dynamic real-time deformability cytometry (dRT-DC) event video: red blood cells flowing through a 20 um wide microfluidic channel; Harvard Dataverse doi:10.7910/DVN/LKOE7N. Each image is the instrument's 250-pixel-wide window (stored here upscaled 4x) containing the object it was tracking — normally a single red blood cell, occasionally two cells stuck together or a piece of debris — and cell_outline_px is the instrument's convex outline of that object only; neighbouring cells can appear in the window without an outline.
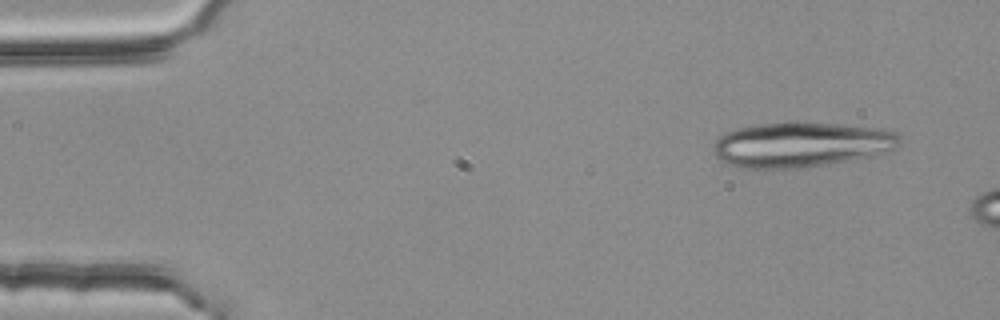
{"species": "common noctule bat (a hibernating species)", "species_latin": "Nyctalus noctula", "temperature_condition": "room temperature", "stored_images_in_passage": 3, "camera_frame_rate_fps": 3000, "um_per_image_px": 0.085, "animal": {"sex": "female", "body_mass_g": 25.1}, "frame": {"image": 1, "passage_image": 1, "time_ms": 0.0, "image_size_px": [1000, 320], "cell_outline_px": [[900, 144], [896, 148], [872, 156], [804, 168], [736, 168], [724, 164], [712, 152], [712, 148], [716, 140], [720, 136], [728, 132], [740, 128], [760, 124], [840, 124], [876, 128], [892, 132], [900, 140]], "centroid_in_image_um": [68.03, 12.33], "position_along_channel_um": 17.0, "area_um2": 48.09}}